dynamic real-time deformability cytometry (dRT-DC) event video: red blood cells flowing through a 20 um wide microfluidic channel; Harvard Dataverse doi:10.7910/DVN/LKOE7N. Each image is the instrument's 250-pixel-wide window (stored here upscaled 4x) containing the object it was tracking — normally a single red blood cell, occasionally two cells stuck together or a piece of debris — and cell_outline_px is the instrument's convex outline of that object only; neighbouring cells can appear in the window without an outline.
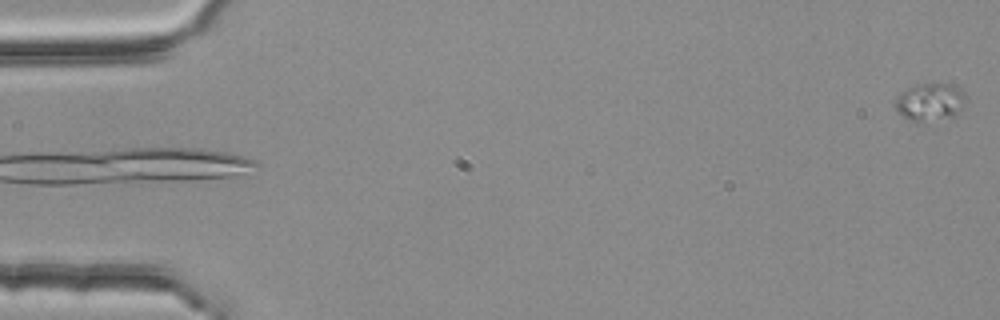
{"species": "common noctule bat (a hibernating species)", "species_latin": "Nyctalus noctula", "temperature_condition": "room temperature", "stored_images_in_passage": 4, "segment_of_instrument_passage": [2, 2], "camera_frame_rate_fps": 3000, "um_per_image_px": 0.085, "animal": {"sex": "female", "body_mass_g": 25.1}, "frame": {"image": 1, "passage_image": 4, "time_ms": 1.0, "image_size_px": [1000, 320], "cell_outline_px": [[964, 100], [956, 112], [952, 116], [924, 124], [912, 120], [904, 116], [896, 108], [896, 100], [900, 92], [916, 84], [952, 84], [964, 92]], "centroid_in_image_um": [79.02, 8.68], "position_along_channel_um": 6.0, "area_um2": 15.14}}